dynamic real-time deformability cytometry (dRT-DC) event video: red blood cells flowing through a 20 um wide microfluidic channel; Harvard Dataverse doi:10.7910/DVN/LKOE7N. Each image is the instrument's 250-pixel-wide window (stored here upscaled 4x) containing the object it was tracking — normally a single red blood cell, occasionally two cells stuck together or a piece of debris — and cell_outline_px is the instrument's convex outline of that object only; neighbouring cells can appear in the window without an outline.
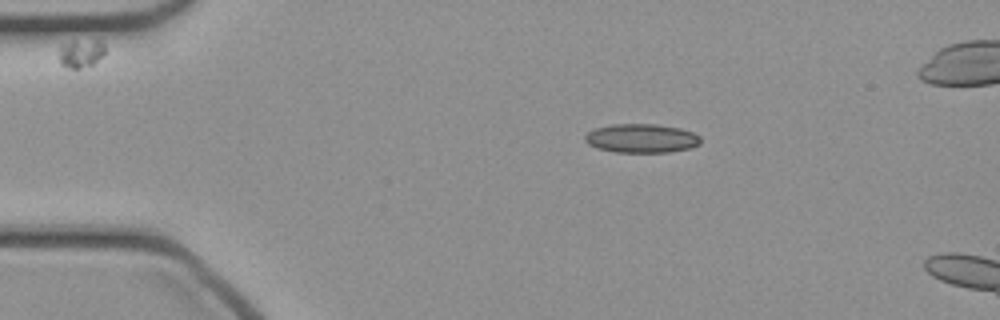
{"species": "common noctule bat (a hibernating species)", "species_latin": "Nyctalus noctula", "temperature_condition": "cold", "stored_images_in_passage": 5, "camera_frame_rate_fps": 3000, "um_per_image_px": 0.085, "animal": {"sex": "female", "body_mass_g": 21.9}, "frame": {"image": 1, "passage_image": 1, "time_ms": 0.0, "image_size_px": [1000, 320], "cell_outline_px": [[700, 144], [692, 148], [668, 152], [616, 152], [596, 148], [588, 144], [584, 140], [584, 136], [588, 132], [596, 128], [612, 124], [656, 124], [680, 128], [692, 132], [700, 136]], "centroid_in_image_um": [54.53, 11.76], "position_along_channel_um": 30.5, "area_um2": 19.54}}